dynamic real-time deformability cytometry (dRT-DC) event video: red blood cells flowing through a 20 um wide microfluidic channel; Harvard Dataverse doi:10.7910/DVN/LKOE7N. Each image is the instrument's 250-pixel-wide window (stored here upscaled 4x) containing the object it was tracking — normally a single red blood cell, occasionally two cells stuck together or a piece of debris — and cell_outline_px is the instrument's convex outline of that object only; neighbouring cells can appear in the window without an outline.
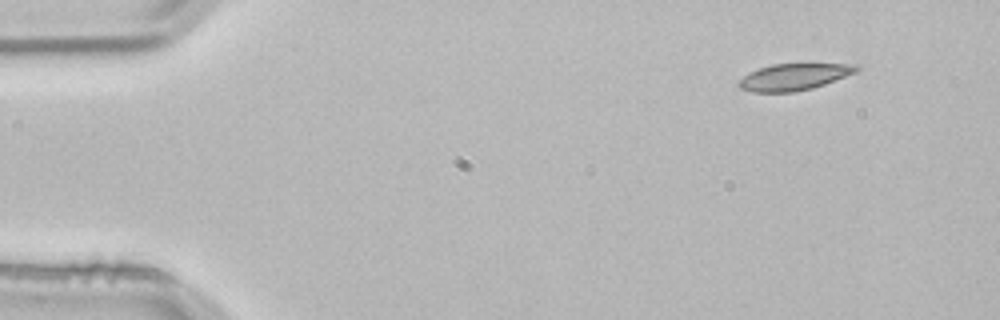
{"species": "common noctule bat (a hibernating species)", "species_latin": "Nyctalus noctula", "temperature_condition": "room temperature", "stored_images_in_passage": 4, "segment_of_instrument_passage": [1, 2], "camera_frame_rate_fps": 3000, "um_per_image_px": 0.085, "animal": {"sex": "male", "body_mass_g": 21.5, "forearm_length_mm": 52.0}, "frame": {"image": 1, "passage_image": 1, "time_ms": 0.0, "image_size_px": [1000, 320], "cell_outline_px": [[860, 68], [856, 72], [824, 84], [812, 88], [792, 92], [752, 92], [740, 88], [736, 84], [748, 72], [772, 64], [856, 64]], "centroid_in_image_um": [67.45, 6.54], "position_along_channel_um": 17.5, "area_um2": 18.09}}
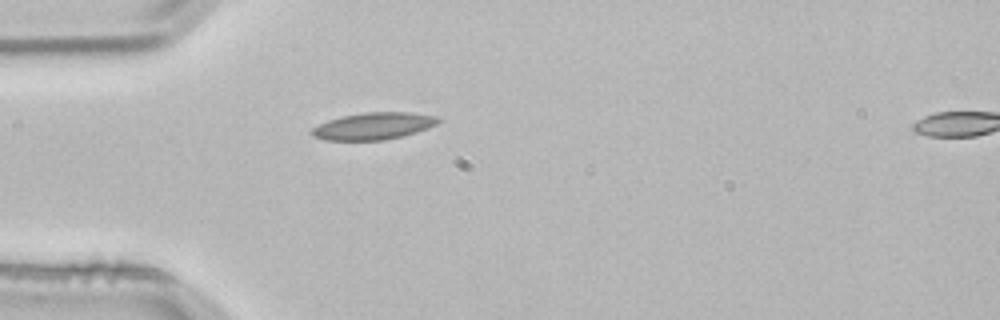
{"frame": {"image": 2, "passage_image": 3, "time_ms": 0.667, "image_size_px": [1000, 320], "cell_outline_px": [[440, 120], [436, 124], [428, 128], [416, 132], [384, 140], [324, 140], [312, 136], [308, 132], [312, 128], [328, 120], [344, 116], [364, 112], [412, 112], [436, 116]], "centroid_in_image_um": [31.72, 10.71], "position_along_channel_um": 53.3, "area_um2": 19.83}}